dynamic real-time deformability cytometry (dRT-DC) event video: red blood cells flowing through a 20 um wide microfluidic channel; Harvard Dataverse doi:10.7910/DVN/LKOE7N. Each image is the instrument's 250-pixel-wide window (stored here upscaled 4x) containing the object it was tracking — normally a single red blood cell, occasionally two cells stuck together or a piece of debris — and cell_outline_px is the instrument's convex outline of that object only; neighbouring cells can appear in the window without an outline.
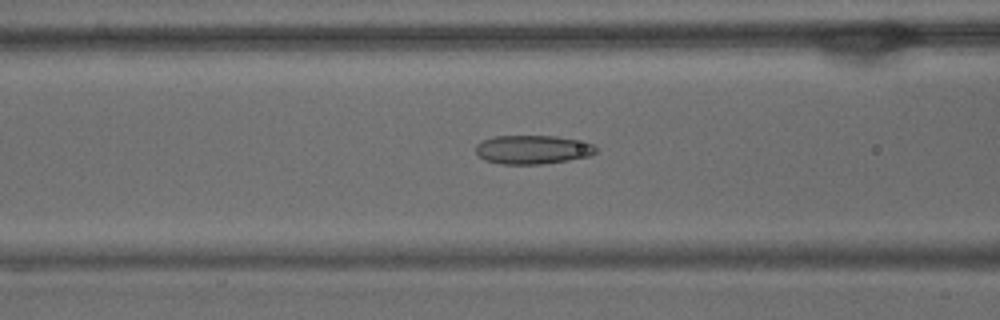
{"species": "common noctule bat (a hibernating species)", "species_latin": "Nyctalus noctula", "temperature_condition": "warm", "stored_images_in_passage": 54, "camera_frame_rate_fps": 3000, "um_per_image_px": 0.085, "animal": {"sex": "male", "body_mass_g": 15.6}, "frame": {"image": 1, "passage_image": 21, "time_ms": 6.667, "image_size_px": [1000, 320], "cell_outline_px": [[596, 152], [588, 156], [568, 160], [544, 164], [500, 164], [484, 160], [476, 152], [476, 144], [492, 136], [556, 136], [576, 140], [592, 144], [596, 148]], "centroid_in_image_um": [45.24, 12.72], "position_along_channel_um": 121.4, "area_um2": 20.06}}
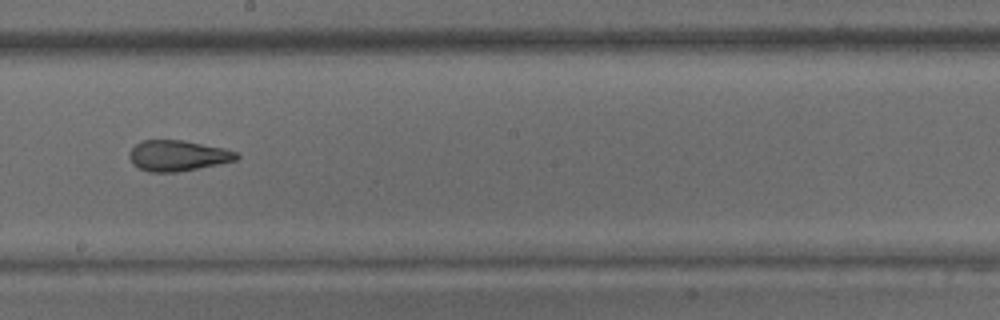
{"frame": {"image": 2, "passage_image": 30, "time_ms": 9.667, "image_size_px": [1000, 320], "cell_outline_px": [[240, 156], [236, 160], [176, 172], [148, 172], [132, 164], [128, 156], [128, 152], [136, 144], [144, 140], [184, 140], [224, 148], [236, 152]], "centroid_in_image_um": [15.07, 13.22], "position_along_channel_um": 233.1, "area_um2": 19.07}}
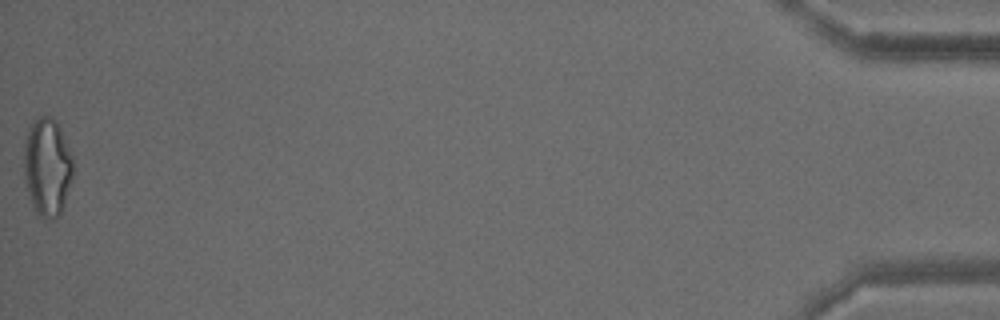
{"frame": {"image": 3, "passage_image": 54, "time_ms": 17.667, "image_size_px": [1000, 320], "cell_outline_px": [[72, 176], [64, 204], [60, 216], [52, 220], [36, 216], [24, 184], [24, 140], [28, 128], [32, 120], [40, 116], [52, 116], [56, 120], [60, 128], [72, 156]], "centroid_in_image_um": [3.98, 14.21], "position_along_channel_um": 431.2, "area_um2": 28.55}, "authors_computed_cell_mechanics": {"area_um2": 22.0507, "velocity_mm_per_s": 3.7289, "shape_relaxation_time_tau1_ms": null, "shape_relaxation_time_tau2_ms": 1.8598, "deformation_change_tau1": null, "deformation_change_tau2": 0.0898}}